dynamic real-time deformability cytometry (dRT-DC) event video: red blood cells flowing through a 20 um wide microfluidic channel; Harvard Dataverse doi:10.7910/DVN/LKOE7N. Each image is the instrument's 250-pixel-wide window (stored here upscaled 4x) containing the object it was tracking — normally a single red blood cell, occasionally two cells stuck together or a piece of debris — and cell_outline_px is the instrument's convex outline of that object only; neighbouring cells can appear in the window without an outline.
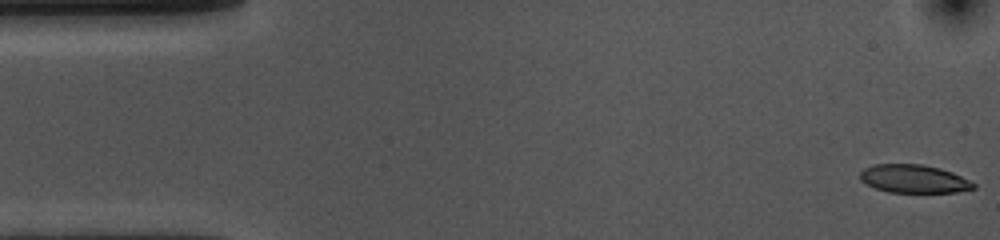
{"species": "common noctule bat (a hibernating species)", "species_latin": "Nyctalus noctula", "temperature_condition": "cold", "stored_images_in_passage": 54, "camera_frame_rate_fps": 3000, "um_per_image_px": 0.085, "animal": {"sex": "female", "body_mass_g": 10.0, "forearm_length_mm": 53.1}, "frame": {"image": 1, "passage_image": 1, "time_ms": 0.0, "image_size_px": [1000, 240], "cell_outline_px": [[976, 188], [956, 192], [888, 192], [876, 188], [860, 180], [860, 172], [864, 168], [872, 164], [920, 164], [940, 168], [952, 172], [976, 184]], "centroid_in_image_um": [77.66, 15.19], "position_along_channel_um": 7.3, "area_um2": 18.55}}
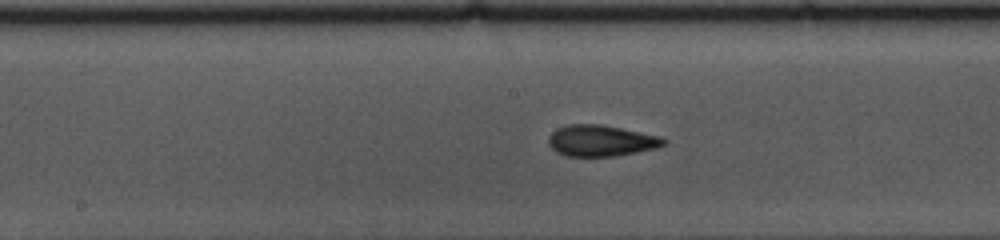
{"frame": {"image": 2, "passage_image": 26, "time_ms": 8.333, "image_size_px": [1000, 240], "cell_outline_px": [[668, 140], [664, 144], [656, 148], [616, 156], [568, 156], [556, 152], [548, 144], [548, 136], [556, 128], [568, 124], [600, 124], [664, 136]], "centroid_in_image_um": [51.1, 11.95], "position_along_channel_um": 197.1, "area_um2": 21.15}}
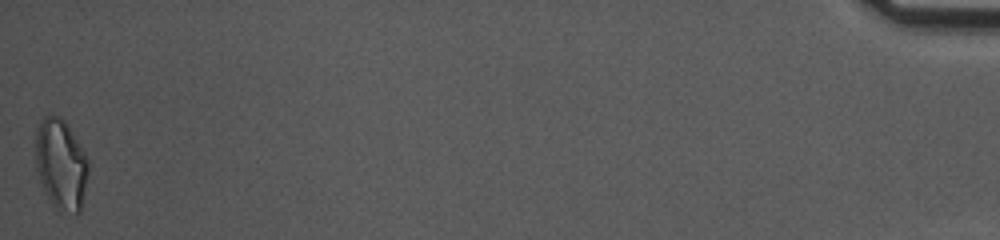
{"frame": {"image": 3, "passage_image": 54, "time_ms": 17.667, "image_size_px": [1000, 240], "cell_outline_px": [[88, 172], [80, 212], [76, 216], [56, 212], [40, 180], [36, 168], [36, 128], [40, 120], [44, 116], [60, 116], [68, 124], [84, 152], [88, 160]], "centroid_in_image_um": [5.18, 14.01], "position_along_channel_um": 430.0, "area_um2": 28.09}, "authors_computed_cell_mechanics": {"area_um2": 20.2878, "velocity_mm_per_s": 3.6126, "shape_relaxation_time_tau1_ms": 3.3635, "shape_relaxation_time_tau2_ms": 1.743, "deformation_change_tau1": 0.1513, "deformation_change_tau2": 0.0949}}